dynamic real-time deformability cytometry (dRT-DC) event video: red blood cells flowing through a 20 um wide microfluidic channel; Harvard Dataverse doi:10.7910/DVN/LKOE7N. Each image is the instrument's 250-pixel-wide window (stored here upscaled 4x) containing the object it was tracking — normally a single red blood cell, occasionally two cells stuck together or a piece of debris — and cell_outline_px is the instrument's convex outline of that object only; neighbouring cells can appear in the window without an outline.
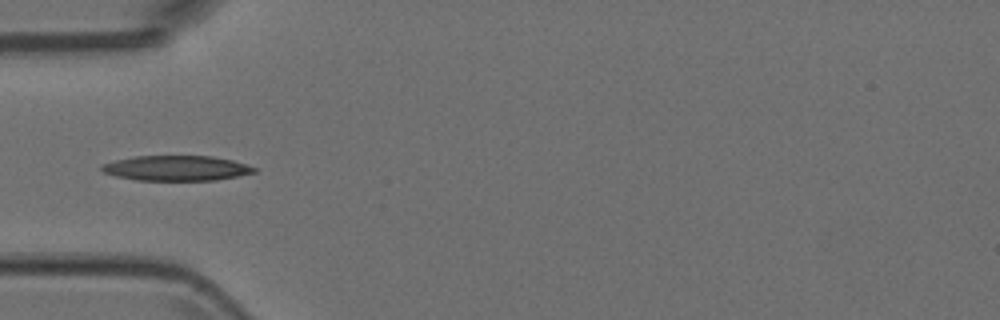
{"species": "Egyptian fruit bat (a non-hibernating species)", "species_latin": "Rousettus aegyptiacus", "temperature_condition": "room temperature", "stored_images_in_passage": 7, "camera_frame_rate_fps": 3000, "um_per_image_px": 0.085, "animal": {"sex": "female"}, "frame": {"image": 1, "passage_image": 4, "time_ms": 1.0, "image_size_px": [1000, 320], "cell_outline_px": [[256, 172], [216, 180], [136, 180], [116, 176], [104, 172], [100, 168], [104, 164], [116, 160], [136, 156], [212, 156], [232, 160], [256, 168]], "centroid_in_image_um": [14.99, 14.29], "position_along_channel_um": 70.0, "area_um2": 22.02}}
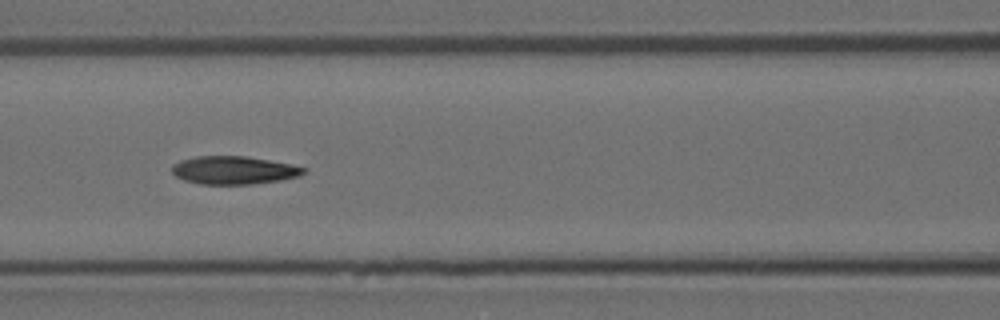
{"frame": {"image": 2, "passage_image": 6, "time_ms": 1.667, "image_size_px": [1000, 320], "cell_outline_px": [[308, 168], [300, 176], [252, 184], [200, 184], [184, 180], [176, 176], [172, 172], [172, 164], [180, 160], [196, 156], [244, 156], [292, 164]], "centroid_in_image_um": [19.85, 14.46], "position_along_channel_um": 146.8, "area_um2": 21.44}}
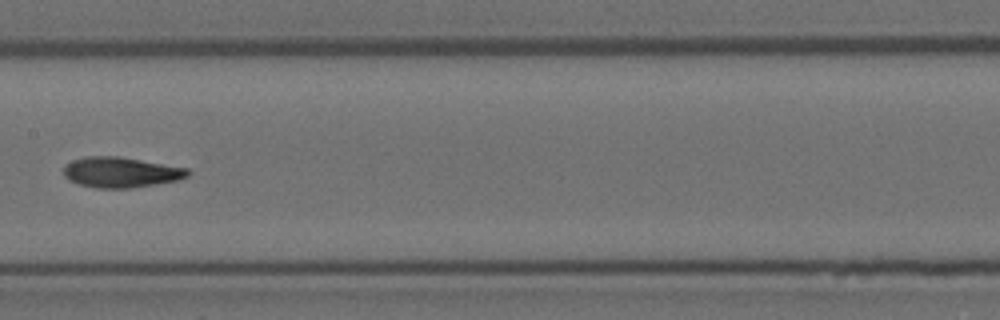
{"frame": {"image": 3, "passage_image": 7, "time_ms": 2.0, "image_size_px": [1000, 320], "cell_outline_px": [[192, 172], [188, 176], [180, 180], [156, 184], [128, 188], [96, 188], [80, 184], [68, 180], [64, 176], [64, 164], [72, 160], [84, 156], [120, 156], [188, 168]], "centroid_in_image_um": [10.28, 14.63], "position_along_channel_um": 197.1, "area_um2": 22.25}}